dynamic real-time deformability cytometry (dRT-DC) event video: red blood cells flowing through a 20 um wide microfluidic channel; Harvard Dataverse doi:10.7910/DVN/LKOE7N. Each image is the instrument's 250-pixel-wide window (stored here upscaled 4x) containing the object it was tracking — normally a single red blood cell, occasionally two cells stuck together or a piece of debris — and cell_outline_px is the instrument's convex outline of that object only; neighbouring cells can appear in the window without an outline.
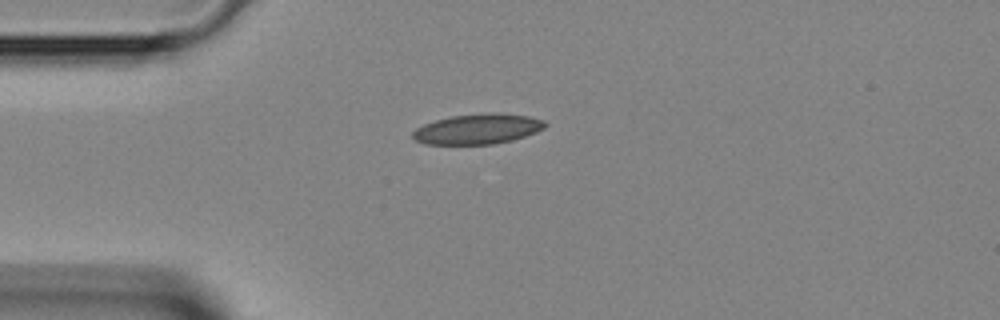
{"species": "Egyptian fruit bat (a non-hibernating species)", "species_latin": "Rousettus aegyptiacus", "temperature_condition": "room temperature", "stored_images_in_passage": 26, "camera_frame_rate_fps": 3000, "um_per_image_px": 0.085, "animal": {"sex": "female"}, "frame": {"image": 1, "passage_image": 1, "time_ms": 0.0, "image_size_px": [1000, 320], "cell_outline_px": [[548, 124], [544, 128], [536, 132], [512, 140], [492, 144], [424, 144], [416, 140], [412, 136], [412, 132], [416, 128], [424, 124], [436, 120], [452, 116], [492, 112], [496, 112], [528, 116], [544, 120]], "centroid_in_image_um": [40.61, 10.96], "position_along_channel_um": 44.4, "area_um2": 23.24}}
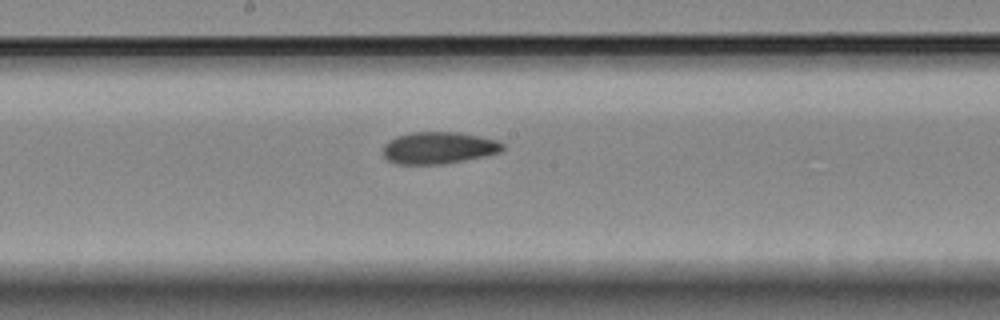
{"frame": {"image": 2, "passage_image": 13, "time_ms": 4.0, "image_size_px": [1000, 320], "cell_outline_px": [[504, 148], [500, 152], [484, 156], [444, 164], [396, 164], [388, 160], [380, 152], [384, 144], [388, 140], [396, 136], [412, 132], [456, 132], [500, 140], [504, 144]], "centroid_in_image_um": [37.25, 12.56], "position_along_channel_um": 210.9, "area_um2": 22.48}}
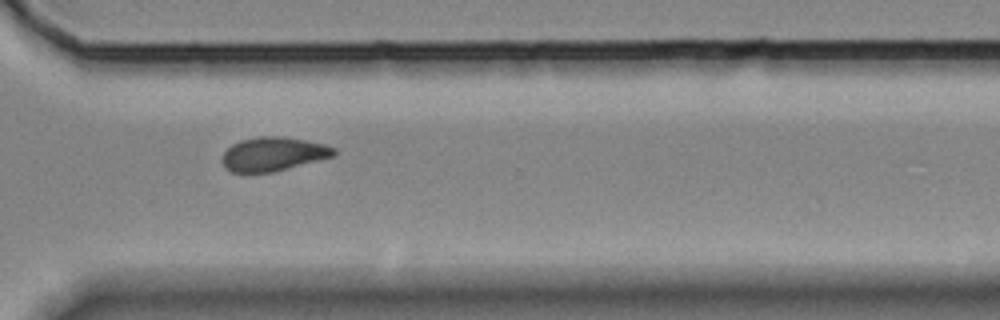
{"frame": {"image": 3, "passage_image": 22, "time_ms": 7.0, "image_size_px": [1000, 320], "cell_outline_px": [[336, 156], [272, 172], [232, 172], [224, 168], [220, 160], [220, 156], [232, 144], [240, 140], [256, 136], [280, 136], [304, 140], [324, 144], [336, 148]], "centroid_in_image_um": [23.19, 13.09], "position_along_channel_um": 347.4, "area_um2": 22.25}}